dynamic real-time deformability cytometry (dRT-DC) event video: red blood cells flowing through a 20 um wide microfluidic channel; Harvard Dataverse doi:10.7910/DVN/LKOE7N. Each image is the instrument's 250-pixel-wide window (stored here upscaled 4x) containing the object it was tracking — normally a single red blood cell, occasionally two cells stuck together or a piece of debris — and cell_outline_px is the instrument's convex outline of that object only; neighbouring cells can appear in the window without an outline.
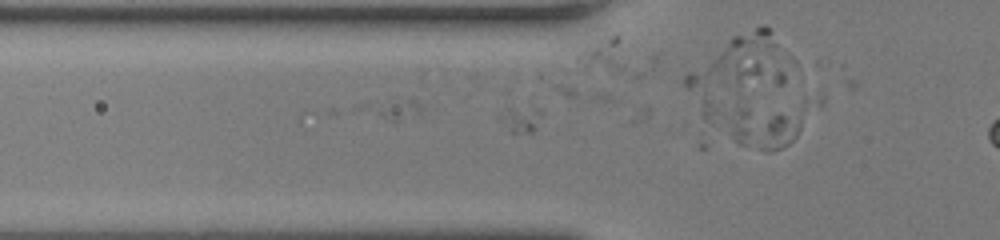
{"species": "human", "species_latin": "Homo sapiens", "temperature_condition": "room temperature", "stored_images_in_passage": 2, "camera_frame_rate_fps": 3000, "um_per_image_px": 0.085, "donor": {"sex": "female"}, "frame": {"image": 1, "passage_image": 2, "time_ms": 0.333, "image_size_px": [1000, 240], "cell_outline_px": [[800, 128], [796, 136], [784, 148], [772, 152], [764, 152], [740, 144], [732, 136], [732, 128], [736, 112], [740, 108], [748, 108], [780, 112], [800, 120]], "centroid_in_image_um": [64.97, 10.99], "position_along_channel_um": 60.8, "area_um2": 16.59}}